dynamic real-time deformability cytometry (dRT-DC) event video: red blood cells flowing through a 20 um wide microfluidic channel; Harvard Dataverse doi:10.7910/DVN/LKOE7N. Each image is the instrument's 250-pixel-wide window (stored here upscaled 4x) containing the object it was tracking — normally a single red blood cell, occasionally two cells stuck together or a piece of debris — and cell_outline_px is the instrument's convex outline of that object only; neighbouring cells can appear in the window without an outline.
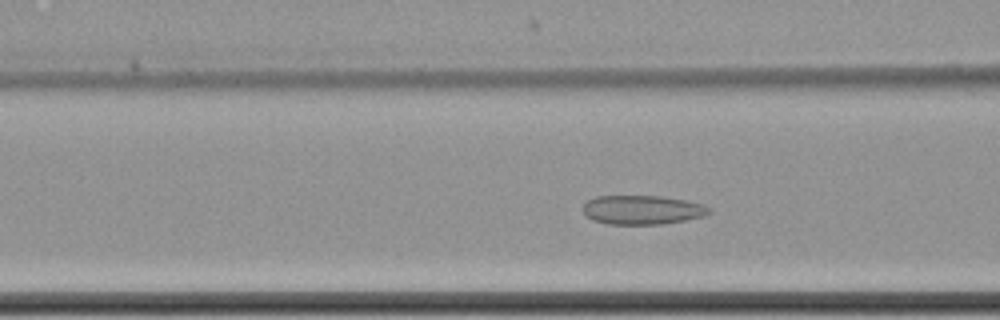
{"species": "common noctule bat (a hibernating species)", "species_latin": "Nyctalus noctula", "temperature_condition": "cold", "stored_images_in_passage": 56, "camera_frame_rate_fps": 3000, "um_per_image_px": 0.085, "animal": {"sex": "female", "body_mass_g": 22.7, "forearm_length_mm": 54.2}, "frame": {"image": 1, "passage_image": 19, "time_ms": 6.0, "image_size_px": [1000, 320], "cell_outline_px": [[712, 212], [704, 216], [664, 224], [608, 224], [592, 220], [584, 216], [580, 208], [588, 200], [596, 196], [660, 196], [684, 200], [704, 204], [712, 208]], "centroid_in_image_um": [54.57, 17.84], "position_along_channel_um": 112.0, "area_um2": 21.68}}
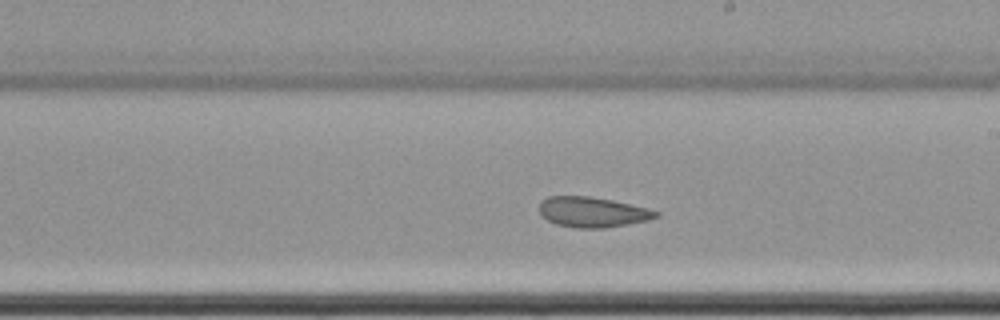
{"frame": {"image": 2, "passage_image": 30, "time_ms": 9.667, "image_size_px": [1000, 320], "cell_outline_px": [[660, 216], [648, 220], [604, 228], [576, 228], [556, 224], [548, 220], [540, 212], [540, 200], [548, 196], [588, 196], [612, 200], [648, 208], [660, 212]], "centroid_in_image_um": [50.37, 18.02], "position_along_channel_um": 238.6, "area_um2": 20.52}}
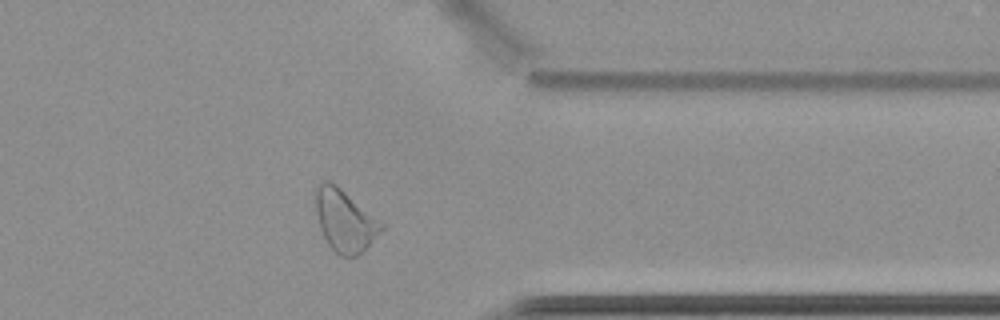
{"frame": {"image": 3, "passage_image": 43, "time_ms": 14.0, "image_size_px": [1000, 320], "cell_outline_px": [[384, 228], [356, 256], [340, 256], [328, 244], [320, 228], [312, 200], [312, 192], [316, 184], [324, 180], [328, 180], [336, 184], [384, 224]], "centroid_in_image_um": [29.21, 18.67], "position_along_channel_um": 382.2, "area_um2": 23.81}, "authors_computed_cell_mechanics": {"area_um2": 23.9292, "velocity_mm_per_s": 3.4623, "shape_relaxation_time_tau1_ms": null, "shape_relaxation_time_tau2_ms": 5.8974, "deformation_change_tau1": null, "deformation_change_tau2": 0.1065}}